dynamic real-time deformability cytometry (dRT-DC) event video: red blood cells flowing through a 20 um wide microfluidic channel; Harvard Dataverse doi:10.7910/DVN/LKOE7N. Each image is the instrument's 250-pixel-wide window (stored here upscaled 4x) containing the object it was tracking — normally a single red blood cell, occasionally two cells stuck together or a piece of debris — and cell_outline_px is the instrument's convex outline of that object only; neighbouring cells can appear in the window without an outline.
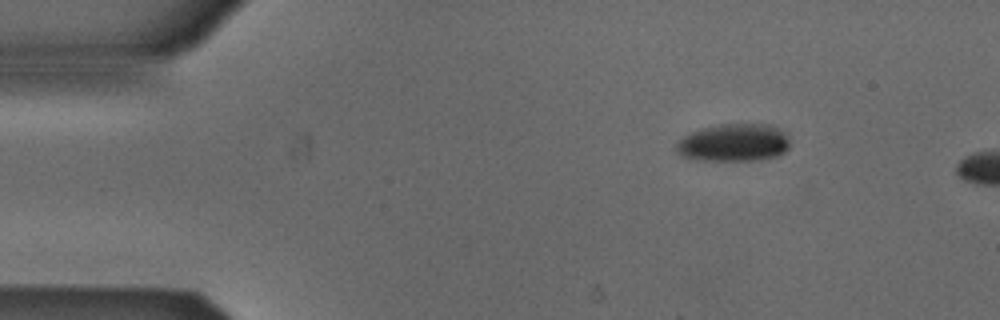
{"species": "Egyptian fruit bat (a non-hibernating species)", "species_latin": "Rousettus aegyptiacus", "temperature_condition": "cold", "stored_images_in_passage": 2, "camera_frame_rate_fps": 3000, "um_per_image_px": 0.085, "animal": {"sex": "male"}, "frame": {"image": 1, "passage_image": 1, "time_ms": 0.0, "image_size_px": [1000, 320], "cell_outline_px": [[788, 148], [784, 152], [776, 156], [764, 160], [696, 160], [680, 156], [676, 152], [676, 144], [684, 136], [700, 128], [720, 124], [768, 124], [784, 132], [788, 136]], "centroid_in_image_um": [62.35, 12.14], "position_along_channel_um": 22.7, "area_um2": 25.03}}